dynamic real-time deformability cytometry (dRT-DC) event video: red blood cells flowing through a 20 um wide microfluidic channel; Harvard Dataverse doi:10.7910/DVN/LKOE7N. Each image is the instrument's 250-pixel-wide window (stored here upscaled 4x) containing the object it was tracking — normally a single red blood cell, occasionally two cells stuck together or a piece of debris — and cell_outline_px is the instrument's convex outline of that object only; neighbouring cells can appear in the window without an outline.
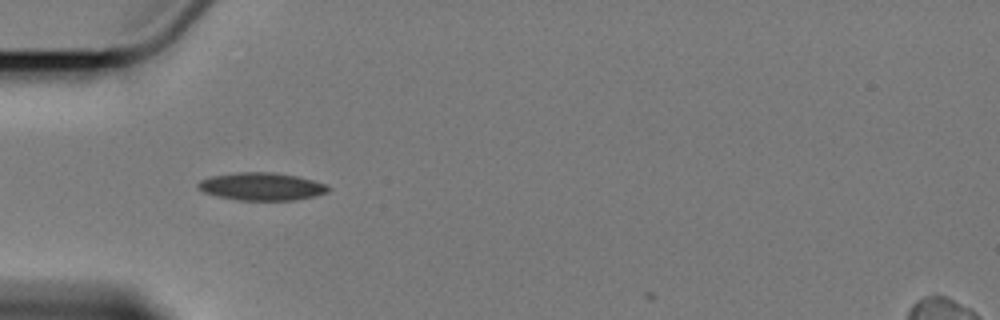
{"species": "Egyptian fruit bat (a non-hibernating species)", "species_latin": "Rousettus aegyptiacus", "temperature_condition": "cold", "stored_images_in_passage": 7, "camera_frame_rate_fps": 3000, "um_per_image_px": 0.085, "animal": {"sex": "female"}, "frame": {"image": 1, "passage_image": 6, "time_ms": 5.667, "image_size_px": [1000, 320], "cell_outline_px": [[332, 188], [328, 192], [296, 200], [236, 200], [216, 196], [204, 192], [196, 184], [200, 180], [212, 176], [236, 172], [276, 172], [296, 176], [312, 180], [324, 184]], "centroid_in_image_um": [22.22, 15.85], "position_along_channel_um": 62.8, "area_um2": 20.98}}